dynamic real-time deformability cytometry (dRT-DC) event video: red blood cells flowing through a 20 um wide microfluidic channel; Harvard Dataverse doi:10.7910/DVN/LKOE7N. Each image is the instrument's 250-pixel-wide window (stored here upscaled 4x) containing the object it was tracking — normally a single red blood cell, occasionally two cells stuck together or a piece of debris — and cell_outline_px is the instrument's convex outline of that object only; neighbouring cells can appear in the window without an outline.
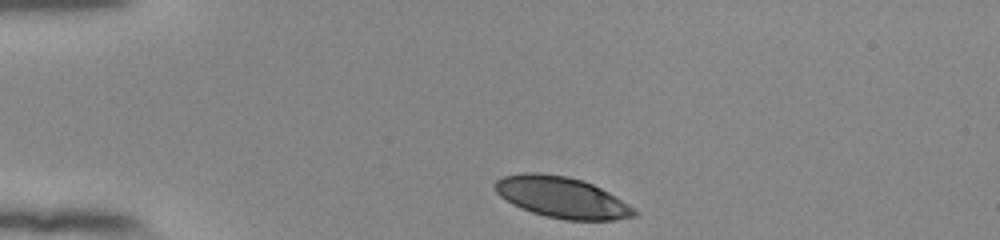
{"species": "human", "species_latin": "Homo sapiens", "temperature_condition": "room temperature", "stored_images_in_passage": 35, "camera_frame_rate_fps": 3000, "um_per_image_px": 0.085, "donor": {"sex": "female"}, "frame": {"image": 1, "passage_image": 1, "time_ms": 0.0, "image_size_px": [1000, 240], "cell_outline_px": [[636, 216], [616, 220], [564, 220], [544, 216], [520, 208], [512, 204], [500, 196], [496, 192], [492, 184], [496, 180], [504, 176], [520, 172], [536, 172], [568, 176], [584, 180], [608, 192], [628, 204], [636, 212]], "centroid_in_image_um": [47.7, 16.77], "position_along_channel_um": 37.3, "area_um2": 33.47}}
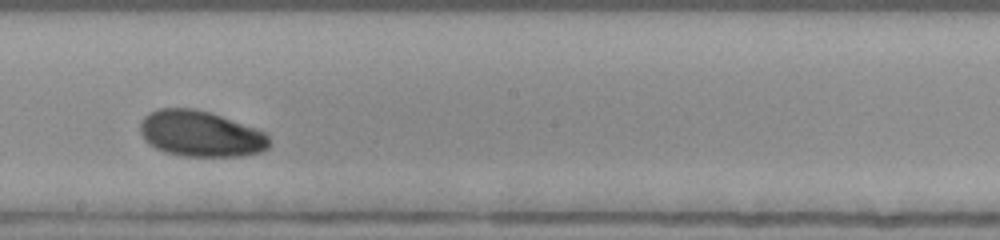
{"frame": {"image": 2, "passage_image": 20, "time_ms": 6.333, "image_size_px": [1000, 240], "cell_outline_px": [[268, 148], [260, 152], [244, 156], [184, 156], [164, 152], [148, 144], [144, 140], [140, 132], [140, 120], [148, 112], [156, 108], [196, 108], [256, 128], [264, 132], [268, 136]], "centroid_in_image_um": [17.0, 11.37], "position_along_channel_um": 231.2, "area_um2": 34.68}}
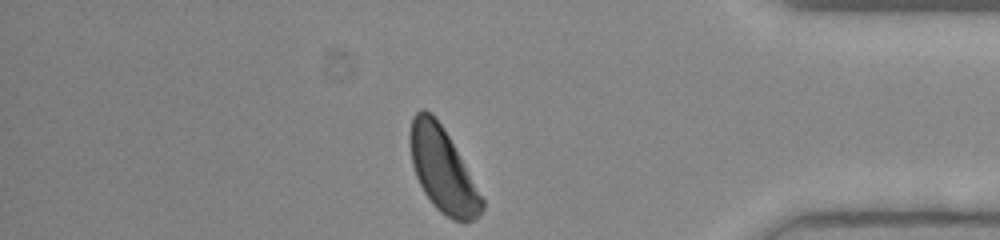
{"frame": {"image": 3, "passage_image": 35, "time_ms": 11.333, "image_size_px": [1000, 240], "cell_outline_px": [[484, 208], [480, 216], [464, 224], [452, 220], [440, 212], [432, 204], [424, 192], [416, 176], [412, 164], [408, 136], [412, 116], [420, 108], [424, 108], [432, 112], [444, 128], [484, 200]], "centroid_in_image_um": [37.6, 14.44], "position_along_channel_um": 397.6, "area_um2": 35.49}, "authors_computed_cell_mechanics": {"area_um2": 34.68, "velocity_mm_per_s": 3.8457, "shape_relaxation_time_tau1_ms": 3.8065, "shape_relaxation_time_tau2_ms": null, "deformation_change_tau1": 0.1434, "deformation_change_tau2": null}}